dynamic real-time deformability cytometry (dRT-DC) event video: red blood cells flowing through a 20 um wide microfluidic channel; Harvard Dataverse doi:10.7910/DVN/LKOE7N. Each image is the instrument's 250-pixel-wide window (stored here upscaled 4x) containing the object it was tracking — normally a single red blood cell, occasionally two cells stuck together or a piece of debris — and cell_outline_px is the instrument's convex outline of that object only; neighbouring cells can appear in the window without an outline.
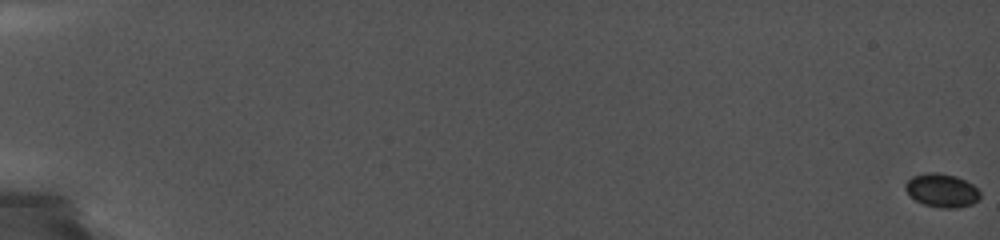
{"species": "common noctule bat (a hibernating species)", "species_latin": "Nyctalus noctula", "temperature_condition": "cold", "stored_images_in_passage": 23, "camera_frame_rate_fps": 5000, "um_per_image_px": 0.085, "animal": {"sex": "female", "body_mass_g": 19.0, "forearm_length_mm": 56.7}, "frame": {"image": 1, "passage_image": 1, "time_ms": 0.0, "image_size_px": [1000, 240], "cell_outline_px": [[980, 196], [972, 204], [956, 208], [940, 208], [924, 204], [916, 200], [904, 188], [904, 184], [912, 176], [928, 172], [936, 172], [956, 176], [972, 184], [980, 192]], "centroid_in_image_um": [80.04, 16.18], "position_along_channel_um": 5.0, "area_um2": 14.45}}
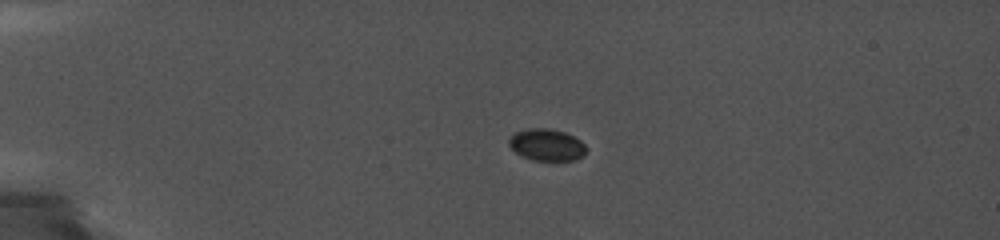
{"frame": {"image": 2, "passage_image": 18, "time_ms": 5.2, "image_size_px": [1000, 240], "cell_outline_px": [[588, 148], [584, 156], [576, 160], [532, 160], [520, 156], [508, 144], [508, 140], [516, 132], [528, 128], [548, 128], [564, 132], [580, 140]], "centroid_in_image_um": [46.49, 12.32], "position_along_channel_um": 38.5, "area_um2": 14.39}}